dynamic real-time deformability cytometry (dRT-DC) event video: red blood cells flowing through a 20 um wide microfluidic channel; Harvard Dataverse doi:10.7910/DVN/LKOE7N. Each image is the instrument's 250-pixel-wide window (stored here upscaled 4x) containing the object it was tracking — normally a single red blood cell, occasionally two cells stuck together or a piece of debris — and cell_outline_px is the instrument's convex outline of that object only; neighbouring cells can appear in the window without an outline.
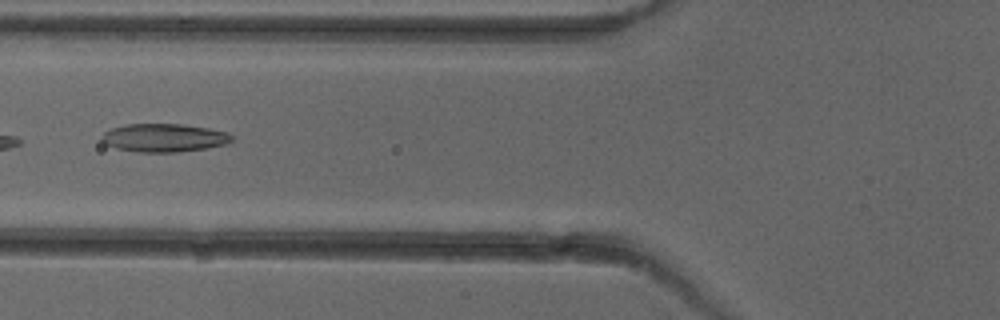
{"species": "common noctule bat (a hibernating species)", "species_latin": "Nyctalus noctula", "temperature_condition": "cold", "stored_images_in_passage": 5, "camera_frame_rate_fps": 3000, "um_per_image_px": 0.085, "animal": {"sex": "female"}, "frame": {"image": 1, "passage_image": 5, "time_ms": 5.333, "image_size_px": [1000, 320], "cell_outline_px": [[232, 140], [228, 144], [204, 148], [176, 152], [140, 152], [116, 148], [100, 140], [100, 136], [104, 132], [112, 128], [124, 124], [184, 124], [208, 128], [228, 132], [232, 136]], "centroid_in_image_um": [13.94, 11.7], "position_along_channel_um": 111.9, "area_um2": 21.39}}